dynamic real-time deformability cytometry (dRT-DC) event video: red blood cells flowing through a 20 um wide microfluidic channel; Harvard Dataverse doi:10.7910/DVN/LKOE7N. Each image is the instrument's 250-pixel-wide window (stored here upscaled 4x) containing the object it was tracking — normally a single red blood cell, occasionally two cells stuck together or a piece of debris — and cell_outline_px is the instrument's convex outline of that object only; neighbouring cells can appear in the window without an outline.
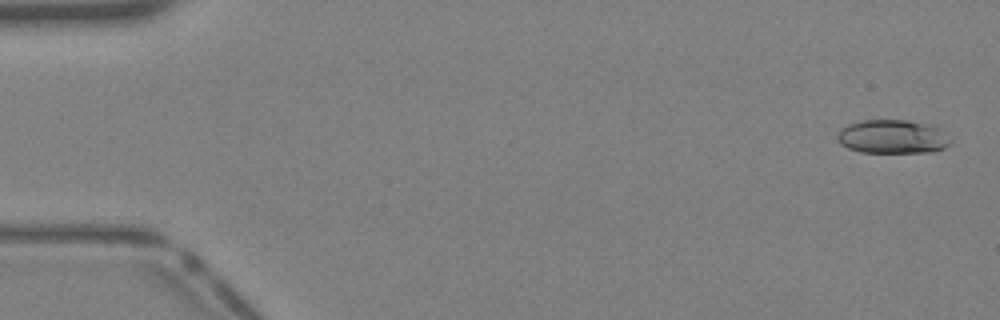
{"species": "Egyptian fruit bat (a non-hibernating species)", "species_latin": "Rousettus aegyptiacus", "temperature_condition": "warm", "stored_images_in_passage": 40, "camera_frame_rate_fps": 3000, "um_per_image_px": 0.085, "animal": {"sex": "female"}, "frame": {"image": 1, "passage_image": 2, "time_ms": 0.333, "image_size_px": [1000, 320], "cell_outline_px": [[952, 140], [944, 148], [928, 152], [860, 152], [848, 148], [840, 144], [836, 140], [836, 136], [840, 128], [848, 124], [860, 120], [904, 120], [924, 124], [936, 128]], "centroid_in_image_um": [75.76, 11.62], "position_along_channel_um": 9.2, "area_um2": 22.02}}
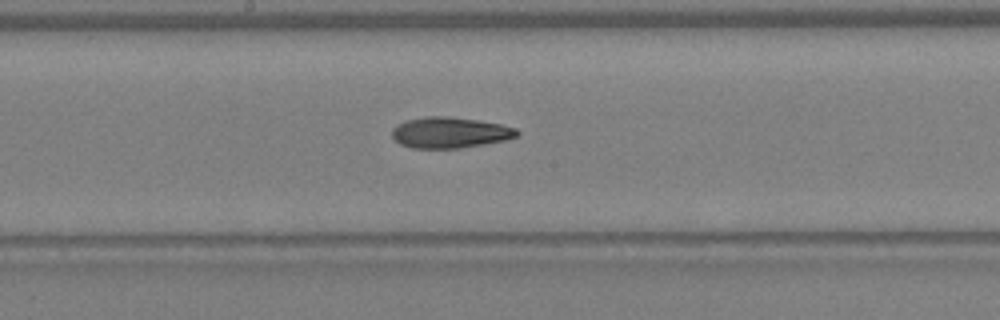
{"frame": {"image": 2, "passage_image": 22, "time_ms": 7.0, "image_size_px": [1000, 320], "cell_outline_px": [[520, 132], [516, 136], [504, 140], [484, 144], [456, 148], [412, 148], [400, 144], [392, 136], [392, 128], [396, 124], [408, 120], [428, 116], [444, 116], [476, 120], [500, 124], [516, 128]], "centroid_in_image_um": [38.21, 11.27], "position_along_channel_um": 210.0, "area_um2": 22.25}}
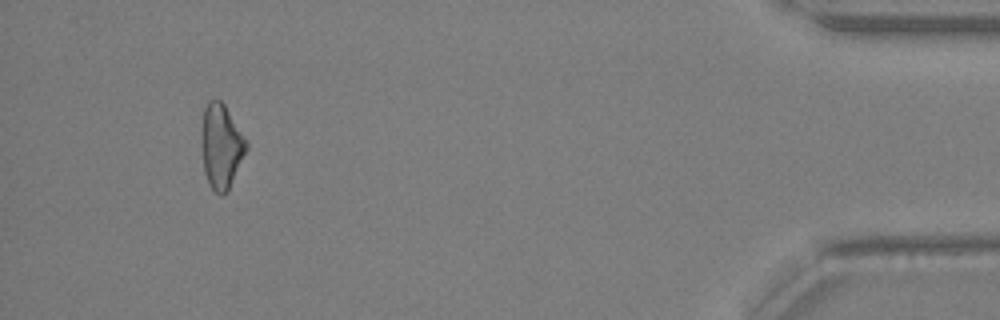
{"frame": {"image": 3, "passage_image": 38, "time_ms": 12.333, "image_size_px": [1000, 320], "cell_outline_px": [[248, 148], [228, 192], [224, 196], [220, 196], [208, 184], [204, 172], [204, 108], [208, 100], [220, 100], [224, 104], [248, 144]], "centroid_in_image_um": [18.85, 12.5], "position_along_channel_um": 416.4, "area_um2": 21.33}}